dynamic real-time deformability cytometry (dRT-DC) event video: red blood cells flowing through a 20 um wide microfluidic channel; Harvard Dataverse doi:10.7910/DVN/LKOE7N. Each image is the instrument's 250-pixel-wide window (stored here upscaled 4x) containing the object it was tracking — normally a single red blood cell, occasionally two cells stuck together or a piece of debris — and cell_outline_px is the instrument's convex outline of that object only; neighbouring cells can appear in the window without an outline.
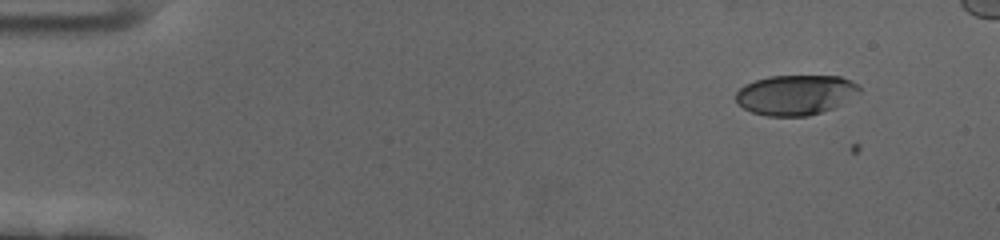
{"species": "human", "species_latin": "Homo sapiens", "temperature_condition": "cold", "stored_images_in_passage": 53, "camera_frame_rate_fps": 3000, "um_per_image_px": 0.085, "donor": {"sex": "female"}, "frame": {"image": 1, "passage_image": 1, "time_ms": 0.0, "image_size_px": [1000, 240], "cell_outline_px": [[860, 92], [840, 104], [832, 108], [808, 116], [768, 116], [752, 112], [736, 104], [736, 92], [744, 84], [768, 76], [840, 76], [852, 80], [860, 88]], "centroid_in_image_um": [67.59, 8.06], "position_along_channel_um": 17.4, "area_um2": 28.78}}
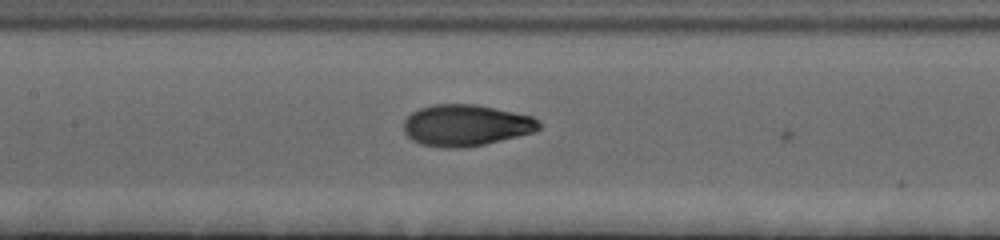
{"frame": {"image": 2, "passage_image": 24, "time_ms": 7.667, "image_size_px": [1000, 240], "cell_outline_px": [[540, 128], [532, 132], [484, 144], [456, 148], [448, 148], [420, 144], [412, 140], [404, 132], [404, 120], [412, 112], [420, 108], [436, 104], [476, 104], [532, 116], [540, 124]], "centroid_in_image_um": [39.56, 10.64], "position_along_channel_um": 167.8, "area_um2": 32.25}}
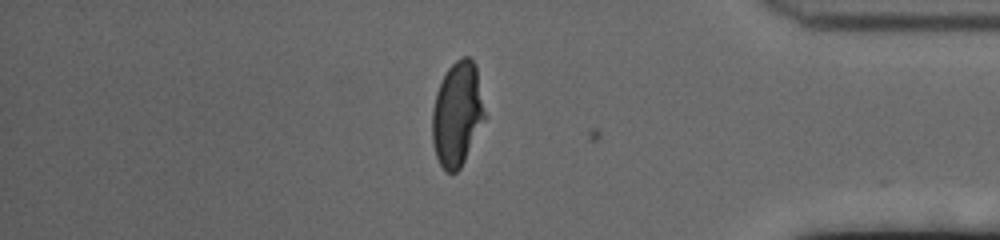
{"frame": {"image": 3, "passage_image": 46, "time_ms": 15.0, "image_size_px": [1000, 240], "cell_outline_px": [[484, 120], [460, 168], [456, 172], [444, 172], [436, 156], [432, 144], [432, 112], [436, 92], [448, 68], [456, 60], [464, 56], [468, 56], [476, 64], [484, 112]], "centroid_in_image_um": [38.83, 9.69], "position_along_channel_um": 396.4, "area_um2": 31.5}}